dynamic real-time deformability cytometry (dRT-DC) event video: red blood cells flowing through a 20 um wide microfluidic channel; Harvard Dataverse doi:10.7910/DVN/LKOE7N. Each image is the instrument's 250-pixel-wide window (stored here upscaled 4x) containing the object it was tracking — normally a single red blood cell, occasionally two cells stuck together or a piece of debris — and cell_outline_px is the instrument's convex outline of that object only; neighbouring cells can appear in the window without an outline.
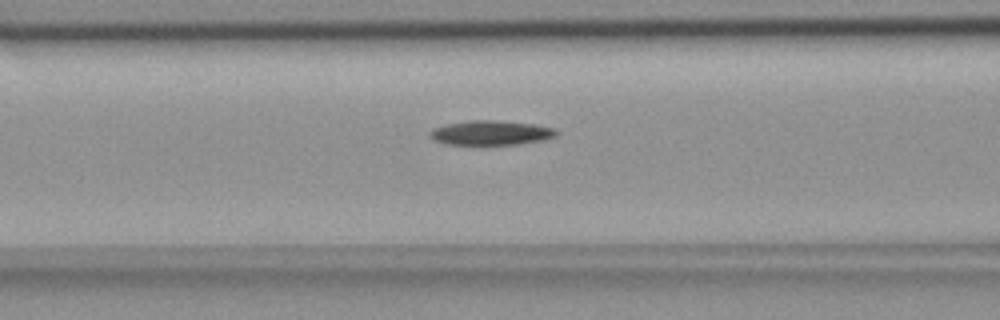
{"species": "common noctule bat (a hibernating species)", "species_latin": "Nyctalus noctula", "temperature_condition": "room temperature", "stored_images_in_passage": 32, "camera_frame_rate_fps": 3000, "um_per_image_px": 0.085, "animal": {"sex": "female", "body_mass_g": 18.4}, "frame": {"image": 1, "passage_image": 5, "time_ms": 1.333, "image_size_px": [1000, 320], "cell_outline_px": [[556, 136], [544, 140], [516, 144], [484, 148], [444, 144], [432, 140], [428, 136], [428, 132], [432, 128], [448, 124], [468, 120], [496, 120], [536, 124], [556, 128]], "centroid_in_image_um": [41.65, 11.34], "position_along_channel_um": 124.9, "area_um2": 19.25}}
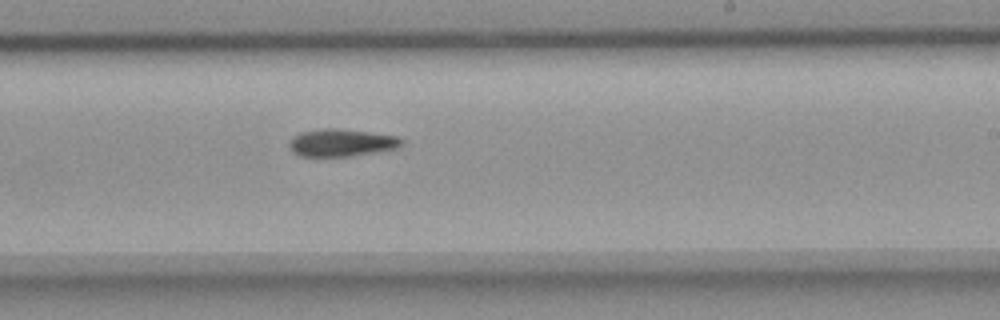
{"frame": {"image": 2, "passage_image": 16, "time_ms": 5.0, "image_size_px": [1000, 320], "cell_outline_px": [[404, 144], [396, 148], [348, 156], [300, 156], [292, 152], [288, 148], [288, 144], [292, 136], [300, 132], [324, 128], [336, 128], [368, 132], [396, 136], [404, 140]], "centroid_in_image_um": [28.96, 12.12], "position_along_channel_um": 260.0, "area_um2": 17.92}}
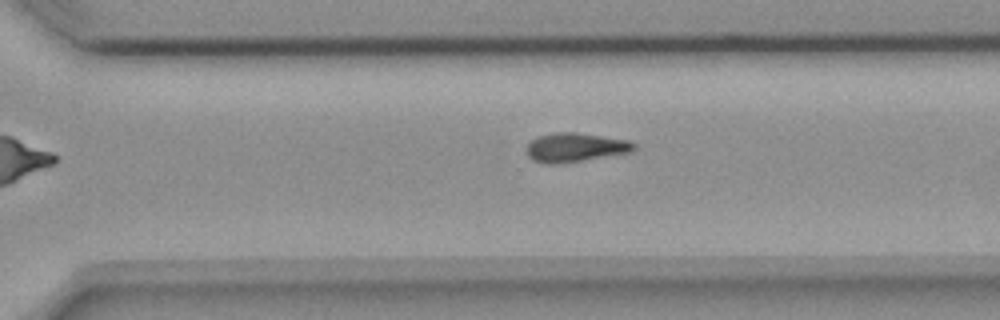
{"frame": {"image": 3, "passage_image": 21, "time_ms": 6.667, "image_size_px": [1000, 320], "cell_outline_px": [[636, 148], [632, 152], [560, 164], [544, 164], [532, 160], [528, 156], [528, 144], [536, 136], [556, 132], [576, 132], [628, 140], [636, 144]], "centroid_in_image_um": [48.9, 12.53], "position_along_channel_um": 321.7, "area_um2": 18.26}}